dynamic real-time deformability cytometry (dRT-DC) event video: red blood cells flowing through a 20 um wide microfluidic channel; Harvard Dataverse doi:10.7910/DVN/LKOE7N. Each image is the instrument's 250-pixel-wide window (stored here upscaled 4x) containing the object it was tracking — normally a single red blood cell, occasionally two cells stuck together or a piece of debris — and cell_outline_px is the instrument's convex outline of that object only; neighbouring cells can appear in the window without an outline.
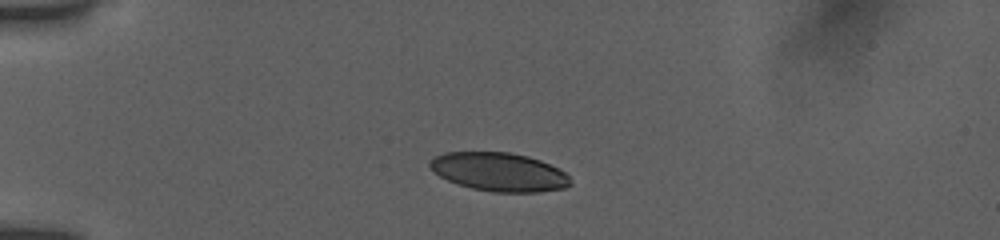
{"species": "human", "species_latin": "Homo sapiens", "temperature_condition": "room temperature", "stored_images_in_passage": 40, "camera_frame_rate_fps": 3000, "um_per_image_px": 0.085, "donor": {"sex": "female"}, "frame": {"image": 1, "passage_image": 1, "time_ms": 0.0, "image_size_px": [1000, 240], "cell_outline_px": [[572, 184], [564, 188], [540, 192], [492, 192], [472, 188], [448, 180], [440, 176], [428, 164], [436, 156], [444, 152], [508, 152], [528, 156], [540, 160], [564, 172], [568, 176]], "centroid_in_image_um": [42.44, 14.61], "position_along_channel_um": 42.6, "area_um2": 31.27}}
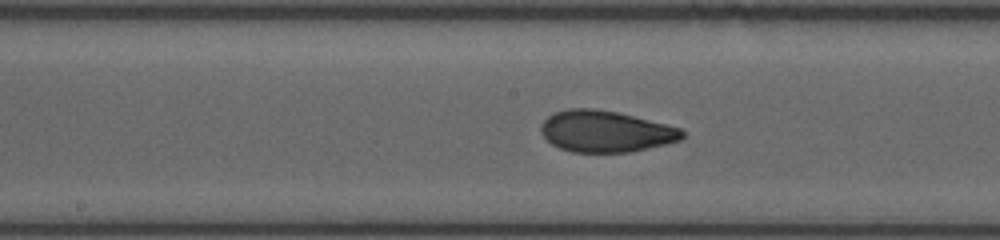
{"frame": {"image": 2, "passage_image": 16, "time_ms": 5.0, "image_size_px": [1000, 240], "cell_outline_px": [[684, 136], [680, 140], [632, 152], [572, 152], [560, 148], [552, 144], [540, 132], [540, 124], [552, 112], [568, 108], [592, 108], [616, 112], [680, 128], [684, 132]], "centroid_in_image_um": [51.42, 11.16], "position_along_channel_um": 196.8, "area_um2": 33.93}}
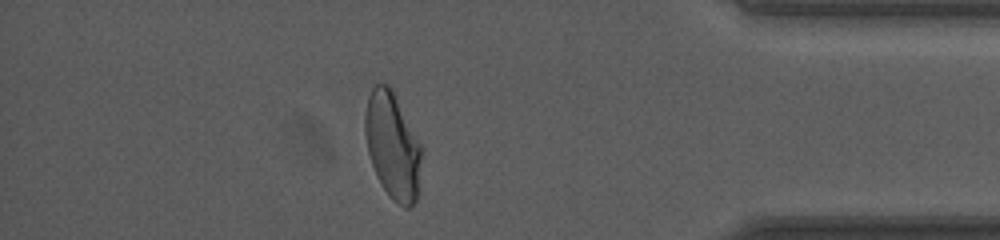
{"frame": {"image": 3, "passage_image": 34, "time_ms": 11.0, "image_size_px": [1000, 240], "cell_outline_px": [[424, 148], [420, 192], [416, 200], [408, 208], [404, 208], [396, 204], [388, 196], [376, 176], [368, 152], [364, 132], [364, 112], [368, 96], [372, 88], [376, 84], [388, 84], [392, 88]], "centroid_in_image_um": [33.42, 12.43], "position_along_channel_um": 401.8, "area_um2": 36.36}, "authors_computed_cell_mechanics": {"area_um2": 34.1598, "velocity_mm_per_s": 3.9038, "shape_relaxation_time_tau1_ms": 4.4376, "shape_relaxation_time_tau2_ms": 0.9911, "deformation_change_tau1": 0.1586, "deformation_change_tau2": 0.0578}}